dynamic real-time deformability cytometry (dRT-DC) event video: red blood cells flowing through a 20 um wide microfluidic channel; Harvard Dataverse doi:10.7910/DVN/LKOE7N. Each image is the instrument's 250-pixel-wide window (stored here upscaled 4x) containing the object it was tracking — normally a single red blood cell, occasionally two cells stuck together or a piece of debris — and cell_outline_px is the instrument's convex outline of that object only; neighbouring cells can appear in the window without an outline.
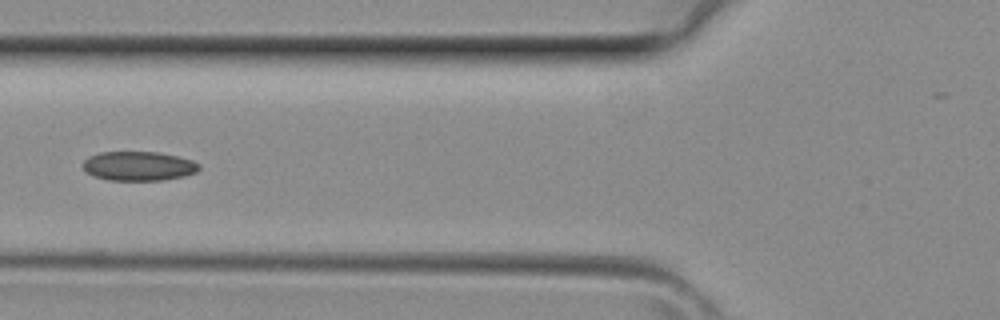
{"species": "common noctule bat (a hibernating species)", "species_latin": "Nyctalus noctula", "temperature_condition": "room temperature", "stored_images_in_passage": 2, "camera_frame_rate_fps": 3000, "um_per_image_px": 0.085, "animal": {"sex": "female", "body_mass_g": 29.2, "forearm_length_mm": 56.3}, "frame": {"image": 1, "passage_image": 2, "time_ms": 0.333, "image_size_px": [1000, 320], "cell_outline_px": [[200, 168], [196, 172], [184, 176], [160, 180], [108, 180], [92, 176], [84, 172], [84, 160], [88, 156], [100, 152], [156, 152], [176, 156], [192, 160], [200, 164]], "centroid_in_image_um": [11.75, 14.11], "position_along_channel_um": 114.1, "area_um2": 19.83}}